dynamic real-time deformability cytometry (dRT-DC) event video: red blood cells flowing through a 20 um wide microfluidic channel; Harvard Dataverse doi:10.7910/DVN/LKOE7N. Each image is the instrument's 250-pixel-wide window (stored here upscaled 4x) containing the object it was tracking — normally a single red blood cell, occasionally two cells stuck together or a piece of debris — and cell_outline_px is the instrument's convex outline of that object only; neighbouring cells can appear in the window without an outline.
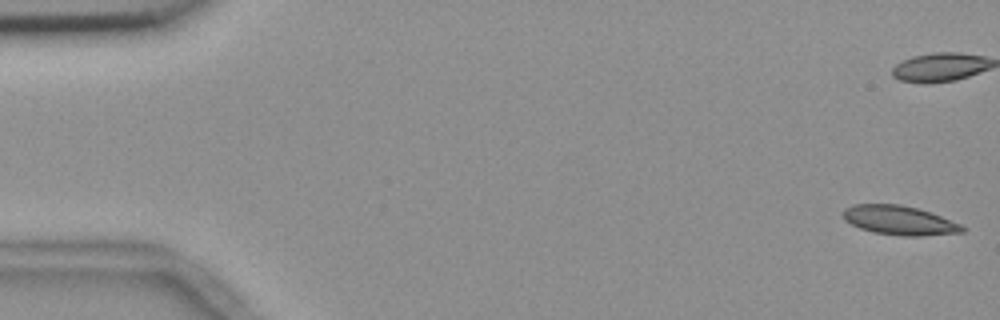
{"species": "common noctule bat (a hibernating species)", "species_latin": "Nyctalus noctula", "temperature_condition": "room temperature", "stored_images_in_passage": 56, "camera_frame_rate_fps": 3000, "um_per_image_px": 0.085, "animal": {"sex": "female", "body_mass_g": 18.4}, "frame": {"image": 1, "passage_image": 1, "time_ms": 0.0, "image_size_px": [1000, 320], "cell_outline_px": [[968, 228], [964, 232], [920, 236], [904, 236], [872, 232], [860, 228], [844, 220], [844, 208], [852, 204], [900, 204], [916, 208], [940, 216], [960, 224]], "centroid_in_image_um": [76.44, 18.73], "position_along_channel_um": 8.6, "area_um2": 20.17}}
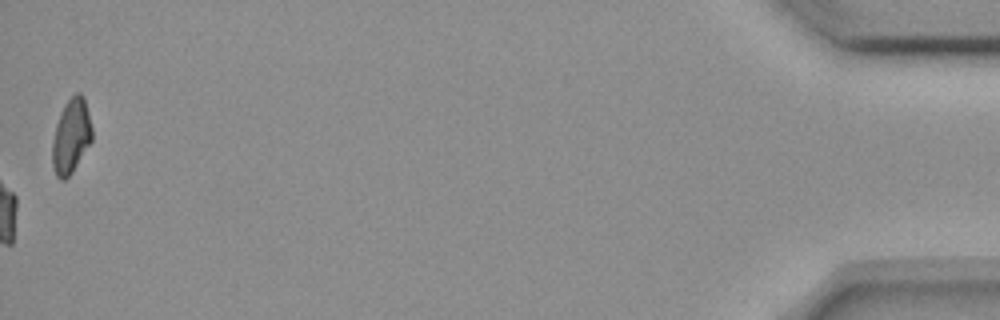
{"frame": {"image": 2, "passage_image": 56, "time_ms": 18.333, "image_size_px": [1000, 320], "cell_outline_px": [[92, 140], [72, 172], [64, 180], [60, 180], [56, 176], [52, 164], [52, 140], [56, 124], [60, 112], [64, 104], [76, 92], [80, 92], [84, 96], [92, 128]], "centroid_in_image_um": [6.03, 11.56], "position_along_channel_um": 429.2, "area_um2": 17.28}, "authors_computed_cell_mechanics": {"area_um2": 20.8369, "velocity_mm_per_s": 3.6787, "shape_relaxation_time_tau1_ms": null, "shape_relaxation_time_tau2_ms": 3.7641, "deformation_change_tau1": null, "deformation_change_tau2": 0.0966}}